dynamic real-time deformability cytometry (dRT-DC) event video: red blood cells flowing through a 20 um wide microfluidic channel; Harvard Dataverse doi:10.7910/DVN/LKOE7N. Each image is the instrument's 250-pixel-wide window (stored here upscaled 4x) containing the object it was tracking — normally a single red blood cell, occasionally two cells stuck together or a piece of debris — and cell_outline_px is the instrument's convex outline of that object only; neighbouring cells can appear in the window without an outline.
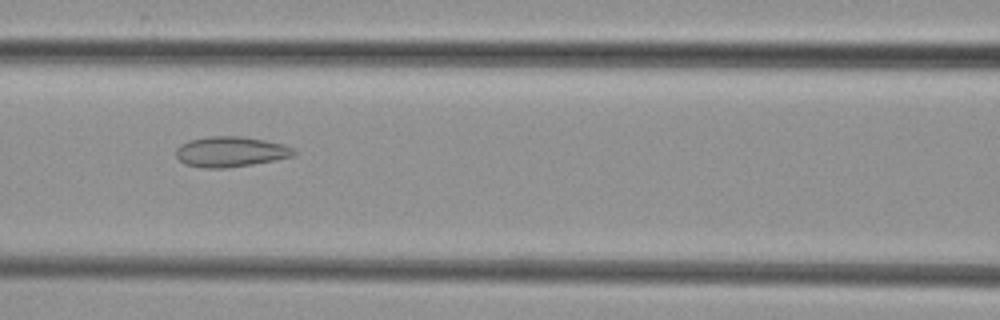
{"species": "common noctule bat (a hibernating species)", "species_latin": "Nyctalus noctula", "temperature_condition": "cold", "stored_images_in_passage": 7, "camera_frame_rate_fps": 3000, "um_per_image_px": 0.085, "animal": {"sex": "female", "body_mass_g": 29.2, "forearm_length_mm": 56.3}, "frame": {"image": 1, "passage_image": 6, "time_ms": 6.667, "image_size_px": [1000, 320], "cell_outline_px": [[296, 156], [252, 164], [224, 168], [204, 168], [184, 164], [176, 156], [176, 148], [180, 144], [188, 140], [212, 136], [244, 136], [284, 144], [292, 148], [296, 152]], "centroid_in_image_um": [19.6, 12.89], "position_along_channel_um": 147.0, "area_um2": 20.92}}
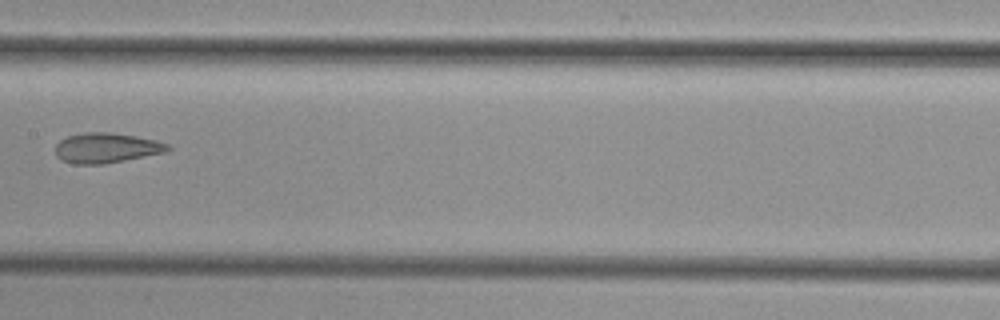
{"frame": {"image": 2, "passage_image": 7, "time_ms": 8.0, "image_size_px": [1000, 320], "cell_outline_px": [[172, 148], [168, 152], [104, 164], [72, 164], [60, 160], [56, 156], [56, 144], [60, 140], [68, 136], [84, 132], [108, 132], [136, 136], [156, 140], [168, 144]], "centroid_in_image_um": [9.05, 12.58], "position_along_channel_um": 198.4, "area_um2": 19.88}}